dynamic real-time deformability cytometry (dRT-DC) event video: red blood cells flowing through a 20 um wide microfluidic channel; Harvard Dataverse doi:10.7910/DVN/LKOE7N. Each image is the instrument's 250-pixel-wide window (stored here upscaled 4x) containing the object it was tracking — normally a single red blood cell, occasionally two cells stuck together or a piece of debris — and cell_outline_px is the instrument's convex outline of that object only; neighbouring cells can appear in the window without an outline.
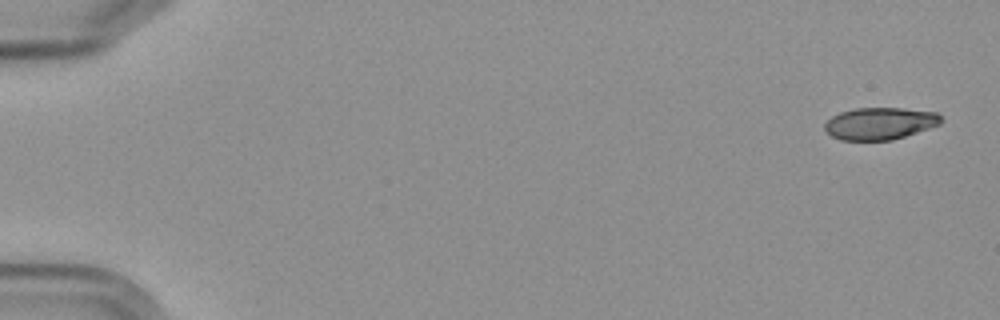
{"species": "Egyptian fruit bat (a non-hibernating species)", "species_latin": "Rousettus aegyptiacus", "temperature_condition": "cold", "stored_images_in_passage": 5, "camera_frame_rate_fps": 3000, "um_per_image_px": 0.085, "frame": {"image": 1, "passage_image": 1, "time_ms": 0.0, "image_size_px": [1000, 320], "cell_outline_px": [[940, 124], [892, 140], [840, 140], [832, 136], [824, 128], [824, 124], [832, 116], [840, 112], [856, 108], [904, 108], [936, 112], [940, 116]], "centroid_in_image_um": [74.76, 10.49], "position_along_channel_um": 10.2, "area_um2": 21.56}}
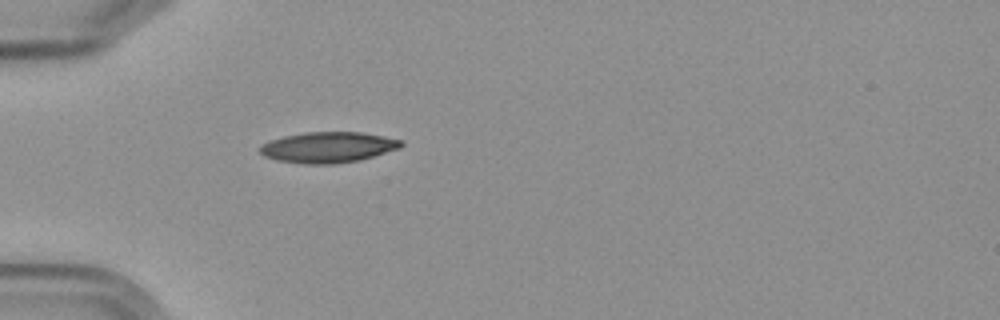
{"frame": {"image": 2, "passage_image": 5, "time_ms": 5.333, "image_size_px": [1000, 320], "cell_outline_px": [[404, 144], [400, 148], [360, 160], [336, 164], [304, 164], [276, 160], [264, 156], [260, 152], [260, 144], [268, 140], [284, 136], [304, 132], [360, 132], [384, 136], [400, 140]], "centroid_in_image_um": [27.86, 12.52], "position_along_channel_um": 57.1, "area_um2": 25.43}}